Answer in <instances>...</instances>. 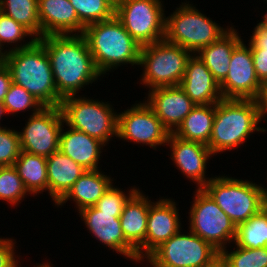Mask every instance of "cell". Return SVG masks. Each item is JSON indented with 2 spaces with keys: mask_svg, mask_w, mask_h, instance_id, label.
I'll use <instances>...</instances> for the list:
<instances>
[{
  "mask_svg": "<svg viewBox=\"0 0 267 267\" xmlns=\"http://www.w3.org/2000/svg\"><path fill=\"white\" fill-rule=\"evenodd\" d=\"M38 40L49 56L57 93L62 99L76 96L79 89L101 76L82 34L49 35Z\"/></svg>",
  "mask_w": 267,
  "mask_h": 267,
  "instance_id": "1",
  "label": "cell"
},
{
  "mask_svg": "<svg viewBox=\"0 0 267 267\" xmlns=\"http://www.w3.org/2000/svg\"><path fill=\"white\" fill-rule=\"evenodd\" d=\"M8 51L5 65L12 82L32 94L44 107L60 106L62 98L54 83L49 56L44 45L35 37Z\"/></svg>",
  "mask_w": 267,
  "mask_h": 267,
  "instance_id": "2",
  "label": "cell"
},
{
  "mask_svg": "<svg viewBox=\"0 0 267 267\" xmlns=\"http://www.w3.org/2000/svg\"><path fill=\"white\" fill-rule=\"evenodd\" d=\"M82 35L101 75L121 64L139 65L141 45L115 16L87 25Z\"/></svg>",
  "mask_w": 267,
  "mask_h": 267,
  "instance_id": "3",
  "label": "cell"
},
{
  "mask_svg": "<svg viewBox=\"0 0 267 267\" xmlns=\"http://www.w3.org/2000/svg\"><path fill=\"white\" fill-rule=\"evenodd\" d=\"M262 121L255 99H222L216 103V112L208 147L212 154L240 146Z\"/></svg>",
  "mask_w": 267,
  "mask_h": 267,
  "instance_id": "4",
  "label": "cell"
},
{
  "mask_svg": "<svg viewBox=\"0 0 267 267\" xmlns=\"http://www.w3.org/2000/svg\"><path fill=\"white\" fill-rule=\"evenodd\" d=\"M187 49L165 39L141 46L139 65H144L142 82L151 89L180 85L191 57Z\"/></svg>",
  "mask_w": 267,
  "mask_h": 267,
  "instance_id": "5",
  "label": "cell"
},
{
  "mask_svg": "<svg viewBox=\"0 0 267 267\" xmlns=\"http://www.w3.org/2000/svg\"><path fill=\"white\" fill-rule=\"evenodd\" d=\"M228 31L229 29H223L188 2L183 3L166 18L164 39L194 54L220 39Z\"/></svg>",
  "mask_w": 267,
  "mask_h": 267,
  "instance_id": "6",
  "label": "cell"
},
{
  "mask_svg": "<svg viewBox=\"0 0 267 267\" xmlns=\"http://www.w3.org/2000/svg\"><path fill=\"white\" fill-rule=\"evenodd\" d=\"M218 206L238 226L263 207L264 188L231 177H214L203 187Z\"/></svg>",
  "mask_w": 267,
  "mask_h": 267,
  "instance_id": "7",
  "label": "cell"
},
{
  "mask_svg": "<svg viewBox=\"0 0 267 267\" xmlns=\"http://www.w3.org/2000/svg\"><path fill=\"white\" fill-rule=\"evenodd\" d=\"M64 123L106 144L112 135L117 137L118 114L110 104L85 97L69 96L62 99Z\"/></svg>",
  "mask_w": 267,
  "mask_h": 267,
  "instance_id": "8",
  "label": "cell"
},
{
  "mask_svg": "<svg viewBox=\"0 0 267 267\" xmlns=\"http://www.w3.org/2000/svg\"><path fill=\"white\" fill-rule=\"evenodd\" d=\"M190 208V230L221 252L235 241L237 226L203 189H197Z\"/></svg>",
  "mask_w": 267,
  "mask_h": 267,
  "instance_id": "9",
  "label": "cell"
},
{
  "mask_svg": "<svg viewBox=\"0 0 267 267\" xmlns=\"http://www.w3.org/2000/svg\"><path fill=\"white\" fill-rule=\"evenodd\" d=\"M160 0H120L115 17L141 46L164 40L166 16Z\"/></svg>",
  "mask_w": 267,
  "mask_h": 267,
  "instance_id": "10",
  "label": "cell"
},
{
  "mask_svg": "<svg viewBox=\"0 0 267 267\" xmlns=\"http://www.w3.org/2000/svg\"><path fill=\"white\" fill-rule=\"evenodd\" d=\"M179 230L169 240L157 247L146 259L152 267H203L220 252L209 242Z\"/></svg>",
  "mask_w": 267,
  "mask_h": 267,
  "instance_id": "11",
  "label": "cell"
},
{
  "mask_svg": "<svg viewBox=\"0 0 267 267\" xmlns=\"http://www.w3.org/2000/svg\"><path fill=\"white\" fill-rule=\"evenodd\" d=\"M60 106L43 107L32 114L20 135L22 151L49 157L59 150L60 134L64 125Z\"/></svg>",
  "mask_w": 267,
  "mask_h": 267,
  "instance_id": "12",
  "label": "cell"
},
{
  "mask_svg": "<svg viewBox=\"0 0 267 267\" xmlns=\"http://www.w3.org/2000/svg\"><path fill=\"white\" fill-rule=\"evenodd\" d=\"M170 132L146 103L135 104L118 114L117 137L155 147L166 145Z\"/></svg>",
  "mask_w": 267,
  "mask_h": 267,
  "instance_id": "13",
  "label": "cell"
},
{
  "mask_svg": "<svg viewBox=\"0 0 267 267\" xmlns=\"http://www.w3.org/2000/svg\"><path fill=\"white\" fill-rule=\"evenodd\" d=\"M241 41L233 50L229 71L219 84L223 99H257L262 84L258 80L251 48Z\"/></svg>",
  "mask_w": 267,
  "mask_h": 267,
  "instance_id": "14",
  "label": "cell"
},
{
  "mask_svg": "<svg viewBox=\"0 0 267 267\" xmlns=\"http://www.w3.org/2000/svg\"><path fill=\"white\" fill-rule=\"evenodd\" d=\"M152 203L149 205L145 242L137 250V262L142 261L143 257H148L157 247L181 230L175 202L161 199L153 203L154 205Z\"/></svg>",
  "mask_w": 267,
  "mask_h": 267,
  "instance_id": "15",
  "label": "cell"
},
{
  "mask_svg": "<svg viewBox=\"0 0 267 267\" xmlns=\"http://www.w3.org/2000/svg\"><path fill=\"white\" fill-rule=\"evenodd\" d=\"M89 231L109 248L137 261V251L126 241L120 225L121 213L101 212L95 206L79 211Z\"/></svg>",
  "mask_w": 267,
  "mask_h": 267,
  "instance_id": "16",
  "label": "cell"
},
{
  "mask_svg": "<svg viewBox=\"0 0 267 267\" xmlns=\"http://www.w3.org/2000/svg\"><path fill=\"white\" fill-rule=\"evenodd\" d=\"M147 100L146 103L170 133L177 130L196 106L179 85L151 89Z\"/></svg>",
  "mask_w": 267,
  "mask_h": 267,
  "instance_id": "17",
  "label": "cell"
},
{
  "mask_svg": "<svg viewBox=\"0 0 267 267\" xmlns=\"http://www.w3.org/2000/svg\"><path fill=\"white\" fill-rule=\"evenodd\" d=\"M167 144L170 145L174 163L187 178L197 183L198 189L212 179L205 178L206 162L213 155L207 145L180 139L173 133H170Z\"/></svg>",
  "mask_w": 267,
  "mask_h": 267,
  "instance_id": "18",
  "label": "cell"
},
{
  "mask_svg": "<svg viewBox=\"0 0 267 267\" xmlns=\"http://www.w3.org/2000/svg\"><path fill=\"white\" fill-rule=\"evenodd\" d=\"M179 86L195 105L216 104L223 99L218 82L196 54L189 58Z\"/></svg>",
  "mask_w": 267,
  "mask_h": 267,
  "instance_id": "19",
  "label": "cell"
},
{
  "mask_svg": "<svg viewBox=\"0 0 267 267\" xmlns=\"http://www.w3.org/2000/svg\"><path fill=\"white\" fill-rule=\"evenodd\" d=\"M38 13L41 37L84 32L85 26L79 21L69 0H38Z\"/></svg>",
  "mask_w": 267,
  "mask_h": 267,
  "instance_id": "20",
  "label": "cell"
},
{
  "mask_svg": "<svg viewBox=\"0 0 267 267\" xmlns=\"http://www.w3.org/2000/svg\"><path fill=\"white\" fill-rule=\"evenodd\" d=\"M60 134L59 150L86 170H98L101 148L105 144L84 132L68 128Z\"/></svg>",
  "mask_w": 267,
  "mask_h": 267,
  "instance_id": "21",
  "label": "cell"
},
{
  "mask_svg": "<svg viewBox=\"0 0 267 267\" xmlns=\"http://www.w3.org/2000/svg\"><path fill=\"white\" fill-rule=\"evenodd\" d=\"M48 191L57 204L86 171L60 150L46 158Z\"/></svg>",
  "mask_w": 267,
  "mask_h": 267,
  "instance_id": "22",
  "label": "cell"
},
{
  "mask_svg": "<svg viewBox=\"0 0 267 267\" xmlns=\"http://www.w3.org/2000/svg\"><path fill=\"white\" fill-rule=\"evenodd\" d=\"M150 203L151 201L138 189L125 203L120 215L123 235L136 251L145 242Z\"/></svg>",
  "mask_w": 267,
  "mask_h": 267,
  "instance_id": "23",
  "label": "cell"
},
{
  "mask_svg": "<svg viewBox=\"0 0 267 267\" xmlns=\"http://www.w3.org/2000/svg\"><path fill=\"white\" fill-rule=\"evenodd\" d=\"M241 42L236 30L230 27L220 39L202 48L197 56L210 70L213 78L220 84L227 76L231 55L234 48Z\"/></svg>",
  "mask_w": 267,
  "mask_h": 267,
  "instance_id": "24",
  "label": "cell"
},
{
  "mask_svg": "<svg viewBox=\"0 0 267 267\" xmlns=\"http://www.w3.org/2000/svg\"><path fill=\"white\" fill-rule=\"evenodd\" d=\"M111 185V178L100 170H86L56 205L62 206L71 198L76 202L79 211L94 206Z\"/></svg>",
  "mask_w": 267,
  "mask_h": 267,
  "instance_id": "25",
  "label": "cell"
},
{
  "mask_svg": "<svg viewBox=\"0 0 267 267\" xmlns=\"http://www.w3.org/2000/svg\"><path fill=\"white\" fill-rule=\"evenodd\" d=\"M215 112L216 104L196 105L173 134L186 141L208 145Z\"/></svg>",
  "mask_w": 267,
  "mask_h": 267,
  "instance_id": "26",
  "label": "cell"
},
{
  "mask_svg": "<svg viewBox=\"0 0 267 267\" xmlns=\"http://www.w3.org/2000/svg\"><path fill=\"white\" fill-rule=\"evenodd\" d=\"M13 166L29 194L48 190L46 157L21 150Z\"/></svg>",
  "mask_w": 267,
  "mask_h": 267,
  "instance_id": "27",
  "label": "cell"
},
{
  "mask_svg": "<svg viewBox=\"0 0 267 267\" xmlns=\"http://www.w3.org/2000/svg\"><path fill=\"white\" fill-rule=\"evenodd\" d=\"M0 11L26 27L36 39L41 38L38 0H0Z\"/></svg>",
  "mask_w": 267,
  "mask_h": 267,
  "instance_id": "28",
  "label": "cell"
},
{
  "mask_svg": "<svg viewBox=\"0 0 267 267\" xmlns=\"http://www.w3.org/2000/svg\"><path fill=\"white\" fill-rule=\"evenodd\" d=\"M236 246L243 248L267 247V213L261 209L257 214L237 226Z\"/></svg>",
  "mask_w": 267,
  "mask_h": 267,
  "instance_id": "29",
  "label": "cell"
},
{
  "mask_svg": "<svg viewBox=\"0 0 267 267\" xmlns=\"http://www.w3.org/2000/svg\"><path fill=\"white\" fill-rule=\"evenodd\" d=\"M75 8L79 21L89 24L106 21L115 16V7L108 0H69Z\"/></svg>",
  "mask_w": 267,
  "mask_h": 267,
  "instance_id": "30",
  "label": "cell"
},
{
  "mask_svg": "<svg viewBox=\"0 0 267 267\" xmlns=\"http://www.w3.org/2000/svg\"><path fill=\"white\" fill-rule=\"evenodd\" d=\"M27 192L13 165L0 166V200L16 205L24 198Z\"/></svg>",
  "mask_w": 267,
  "mask_h": 267,
  "instance_id": "31",
  "label": "cell"
},
{
  "mask_svg": "<svg viewBox=\"0 0 267 267\" xmlns=\"http://www.w3.org/2000/svg\"><path fill=\"white\" fill-rule=\"evenodd\" d=\"M228 252L223 249L220 253L229 267H267V247L252 249L237 246L236 250Z\"/></svg>",
  "mask_w": 267,
  "mask_h": 267,
  "instance_id": "32",
  "label": "cell"
},
{
  "mask_svg": "<svg viewBox=\"0 0 267 267\" xmlns=\"http://www.w3.org/2000/svg\"><path fill=\"white\" fill-rule=\"evenodd\" d=\"M3 104L6 107L7 113L10 114L22 110L24 111L27 108H33V114H35L44 107L32 94L13 82L5 95Z\"/></svg>",
  "mask_w": 267,
  "mask_h": 267,
  "instance_id": "33",
  "label": "cell"
},
{
  "mask_svg": "<svg viewBox=\"0 0 267 267\" xmlns=\"http://www.w3.org/2000/svg\"><path fill=\"white\" fill-rule=\"evenodd\" d=\"M20 152L19 132L0 127V166L14 165Z\"/></svg>",
  "mask_w": 267,
  "mask_h": 267,
  "instance_id": "34",
  "label": "cell"
},
{
  "mask_svg": "<svg viewBox=\"0 0 267 267\" xmlns=\"http://www.w3.org/2000/svg\"><path fill=\"white\" fill-rule=\"evenodd\" d=\"M137 190L130 189L129 195L126 196L119 188L111 185L94 206L101 212L122 213L125 203Z\"/></svg>",
  "mask_w": 267,
  "mask_h": 267,
  "instance_id": "35",
  "label": "cell"
},
{
  "mask_svg": "<svg viewBox=\"0 0 267 267\" xmlns=\"http://www.w3.org/2000/svg\"><path fill=\"white\" fill-rule=\"evenodd\" d=\"M24 36L34 37L26 27L0 11V45L3 47L2 43L18 42L23 40Z\"/></svg>",
  "mask_w": 267,
  "mask_h": 267,
  "instance_id": "36",
  "label": "cell"
},
{
  "mask_svg": "<svg viewBox=\"0 0 267 267\" xmlns=\"http://www.w3.org/2000/svg\"><path fill=\"white\" fill-rule=\"evenodd\" d=\"M12 240L0 238V267H18Z\"/></svg>",
  "mask_w": 267,
  "mask_h": 267,
  "instance_id": "37",
  "label": "cell"
},
{
  "mask_svg": "<svg viewBox=\"0 0 267 267\" xmlns=\"http://www.w3.org/2000/svg\"><path fill=\"white\" fill-rule=\"evenodd\" d=\"M254 68L261 84L267 82V50H251Z\"/></svg>",
  "mask_w": 267,
  "mask_h": 267,
  "instance_id": "38",
  "label": "cell"
},
{
  "mask_svg": "<svg viewBox=\"0 0 267 267\" xmlns=\"http://www.w3.org/2000/svg\"><path fill=\"white\" fill-rule=\"evenodd\" d=\"M253 32L249 43L251 50H267V28L257 24Z\"/></svg>",
  "mask_w": 267,
  "mask_h": 267,
  "instance_id": "39",
  "label": "cell"
},
{
  "mask_svg": "<svg viewBox=\"0 0 267 267\" xmlns=\"http://www.w3.org/2000/svg\"><path fill=\"white\" fill-rule=\"evenodd\" d=\"M12 83L10 69L5 65H0V102L4 101L5 95Z\"/></svg>",
  "mask_w": 267,
  "mask_h": 267,
  "instance_id": "40",
  "label": "cell"
},
{
  "mask_svg": "<svg viewBox=\"0 0 267 267\" xmlns=\"http://www.w3.org/2000/svg\"><path fill=\"white\" fill-rule=\"evenodd\" d=\"M256 100L258 103L260 118L262 119V117L264 118L267 114V82L262 84L260 94Z\"/></svg>",
  "mask_w": 267,
  "mask_h": 267,
  "instance_id": "41",
  "label": "cell"
},
{
  "mask_svg": "<svg viewBox=\"0 0 267 267\" xmlns=\"http://www.w3.org/2000/svg\"><path fill=\"white\" fill-rule=\"evenodd\" d=\"M203 267H229V265L227 260L223 257V255L219 253Z\"/></svg>",
  "mask_w": 267,
  "mask_h": 267,
  "instance_id": "42",
  "label": "cell"
},
{
  "mask_svg": "<svg viewBox=\"0 0 267 267\" xmlns=\"http://www.w3.org/2000/svg\"><path fill=\"white\" fill-rule=\"evenodd\" d=\"M1 50H3V49H2V46L0 45V65H3V64H5L8 51L2 52Z\"/></svg>",
  "mask_w": 267,
  "mask_h": 267,
  "instance_id": "43",
  "label": "cell"
},
{
  "mask_svg": "<svg viewBox=\"0 0 267 267\" xmlns=\"http://www.w3.org/2000/svg\"><path fill=\"white\" fill-rule=\"evenodd\" d=\"M3 113H7L6 107L4 106L3 102H0V118H2Z\"/></svg>",
  "mask_w": 267,
  "mask_h": 267,
  "instance_id": "44",
  "label": "cell"
},
{
  "mask_svg": "<svg viewBox=\"0 0 267 267\" xmlns=\"http://www.w3.org/2000/svg\"><path fill=\"white\" fill-rule=\"evenodd\" d=\"M262 209L267 213V195H263V207Z\"/></svg>",
  "mask_w": 267,
  "mask_h": 267,
  "instance_id": "45",
  "label": "cell"
},
{
  "mask_svg": "<svg viewBox=\"0 0 267 267\" xmlns=\"http://www.w3.org/2000/svg\"><path fill=\"white\" fill-rule=\"evenodd\" d=\"M258 24H261L263 25L265 28H267V13L264 15V19L262 22L258 23Z\"/></svg>",
  "mask_w": 267,
  "mask_h": 267,
  "instance_id": "46",
  "label": "cell"
},
{
  "mask_svg": "<svg viewBox=\"0 0 267 267\" xmlns=\"http://www.w3.org/2000/svg\"><path fill=\"white\" fill-rule=\"evenodd\" d=\"M114 7H116L118 5V3L120 2V0H108Z\"/></svg>",
  "mask_w": 267,
  "mask_h": 267,
  "instance_id": "47",
  "label": "cell"
},
{
  "mask_svg": "<svg viewBox=\"0 0 267 267\" xmlns=\"http://www.w3.org/2000/svg\"><path fill=\"white\" fill-rule=\"evenodd\" d=\"M37 267H51V265H49L48 263H46V264H41V265H37Z\"/></svg>",
  "mask_w": 267,
  "mask_h": 267,
  "instance_id": "48",
  "label": "cell"
},
{
  "mask_svg": "<svg viewBox=\"0 0 267 267\" xmlns=\"http://www.w3.org/2000/svg\"><path fill=\"white\" fill-rule=\"evenodd\" d=\"M263 191H264L263 195H267V189H264Z\"/></svg>",
  "mask_w": 267,
  "mask_h": 267,
  "instance_id": "49",
  "label": "cell"
}]
</instances>
